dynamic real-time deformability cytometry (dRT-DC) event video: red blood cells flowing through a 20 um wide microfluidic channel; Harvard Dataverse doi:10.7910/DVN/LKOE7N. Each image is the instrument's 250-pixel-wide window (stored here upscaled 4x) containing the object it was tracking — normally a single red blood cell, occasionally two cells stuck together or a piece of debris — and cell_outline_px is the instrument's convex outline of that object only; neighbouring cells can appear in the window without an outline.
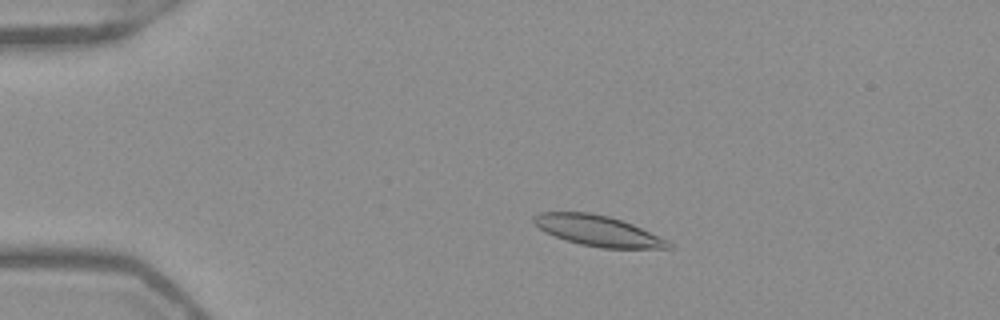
{"species": "Egyptian fruit bat (a non-hibernating species)", "species_latin": "Rousettus aegyptiacus", "temperature_condition": "warm", "stored_images_in_passage": 52, "camera_frame_rate_fps": 3000, "um_per_image_px": 0.085, "frame": {"image": 1, "passage_image": 11, "time_ms": 3.333, "image_size_px": [1000, 320], "cell_outline_px": [[672, 248], [604, 248], [580, 244], [556, 236], [540, 228], [532, 220], [532, 216], [540, 212], [592, 212], [608, 216], [632, 224], [668, 240], [672, 244]], "centroid_in_image_um": [50.83, 19.6], "position_along_channel_um": 34.2, "area_um2": 23.64}}
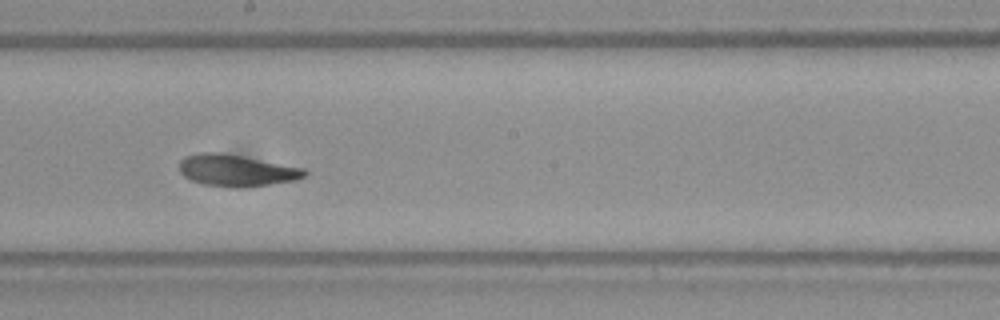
{"frame": {"image": 2, "passage_image": 30, "time_ms": 9.667, "image_size_px": [1000, 320], "cell_outline_px": [[308, 172], [304, 176], [296, 180], [268, 184], [236, 188], [204, 184], [192, 180], [184, 176], [180, 172], [180, 160], [184, 156], [200, 152], [220, 152], [304, 168]], "centroid_in_image_um": [20.07, 14.48], "position_along_channel_um": 228.1, "area_um2": 22.89}}
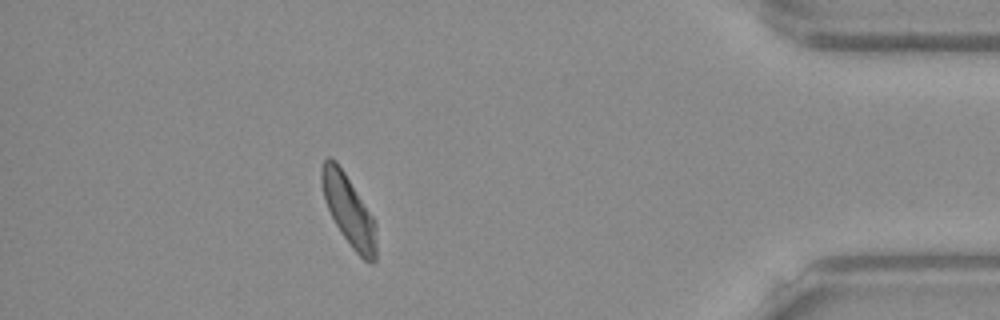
{"frame": {"image": 3, "passage_image": 47, "time_ms": 15.333, "image_size_px": [1000, 320], "cell_outline_px": [[376, 260], [372, 264], [368, 264], [352, 248], [340, 232], [328, 208], [324, 196], [320, 180], [320, 168], [324, 160], [328, 156], [336, 160], [344, 172], [372, 216], [376, 224]], "centroid_in_image_um": [29.64, 17.89], "position_along_channel_um": 405.6, "area_um2": 22.31}, "authors_computed_cell_mechanics": {"area_um2": 23.2645, "velocity_mm_per_s": 3.8917, "shape_relaxation_time_tau1_ms": 4.3841, "shape_relaxation_time_tau2_ms": 2.0544, "deformation_change_tau1": 0.1288, "deformation_change_tau2": 0.0854}}